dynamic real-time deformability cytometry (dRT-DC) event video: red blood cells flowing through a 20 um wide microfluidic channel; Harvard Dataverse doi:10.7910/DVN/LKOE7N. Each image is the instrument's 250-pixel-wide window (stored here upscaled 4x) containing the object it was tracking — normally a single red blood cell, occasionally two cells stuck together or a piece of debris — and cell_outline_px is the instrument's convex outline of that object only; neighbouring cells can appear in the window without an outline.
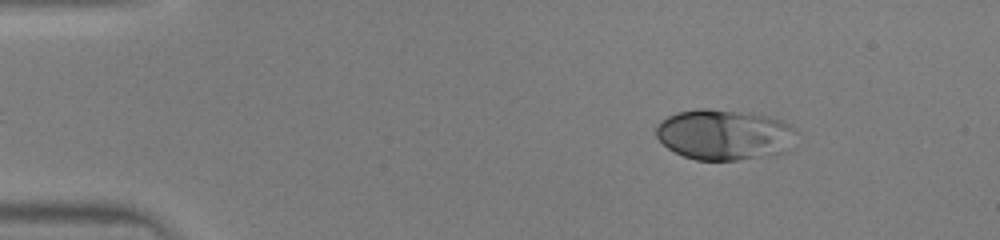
{"species": "human", "species_latin": "Homo sapiens", "temperature_condition": "warm", "stored_images_in_passage": 41, "camera_frame_rate_fps": 3000, "um_per_image_px": 0.085, "donor": {"sex": "male"}, "frame": {"image": 1, "passage_image": 3, "time_ms": 0.667, "image_size_px": [1000, 240], "cell_outline_px": [[800, 132], [796, 148], [788, 152], [776, 156], [736, 160], [696, 160], [684, 156], [668, 148], [656, 136], [656, 124], [660, 120], [676, 112], [700, 108], [708, 108], [748, 112], [768, 116], [780, 120], [796, 128]], "centroid_in_image_um": [61.69, 11.46], "position_along_channel_um": 23.3, "area_um2": 42.71}}
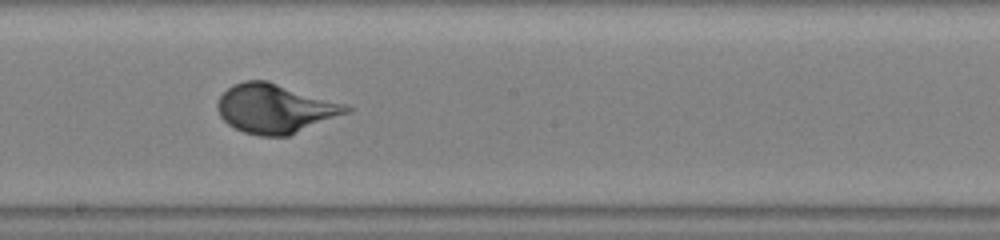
{"frame": {"image": 2, "passage_image": 22, "time_ms": 7.0, "image_size_px": [1000, 240], "cell_outline_px": [[356, 108], [352, 112], [288, 136], [260, 136], [244, 132], [228, 124], [220, 116], [216, 108], [216, 104], [220, 96], [232, 84], [244, 80], [268, 80], [348, 104]], "centroid_in_image_um": [23.45, 9.22], "position_along_channel_um": 224.8, "area_um2": 37.51}}
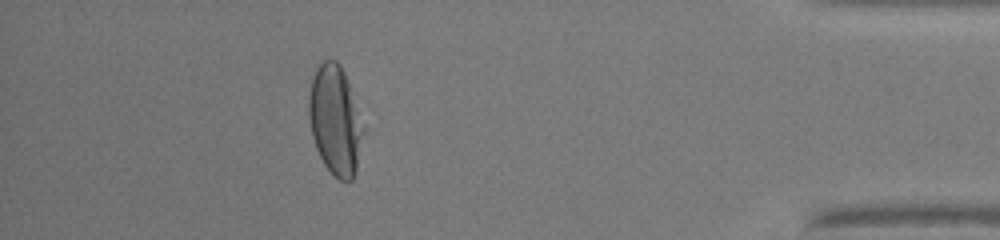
{"frame": {"image": 3, "passage_image": 37, "time_ms": 12.0, "image_size_px": [1000, 240], "cell_outline_px": [[364, 132], [356, 172], [352, 180], [340, 180], [324, 164], [316, 148], [312, 136], [308, 116], [308, 96], [312, 76], [316, 64], [328, 56], [336, 60], [340, 64], [344, 72], [364, 124]], "centroid_in_image_um": [28.47, 10.15], "position_along_channel_um": 406.7, "area_um2": 35.14}}